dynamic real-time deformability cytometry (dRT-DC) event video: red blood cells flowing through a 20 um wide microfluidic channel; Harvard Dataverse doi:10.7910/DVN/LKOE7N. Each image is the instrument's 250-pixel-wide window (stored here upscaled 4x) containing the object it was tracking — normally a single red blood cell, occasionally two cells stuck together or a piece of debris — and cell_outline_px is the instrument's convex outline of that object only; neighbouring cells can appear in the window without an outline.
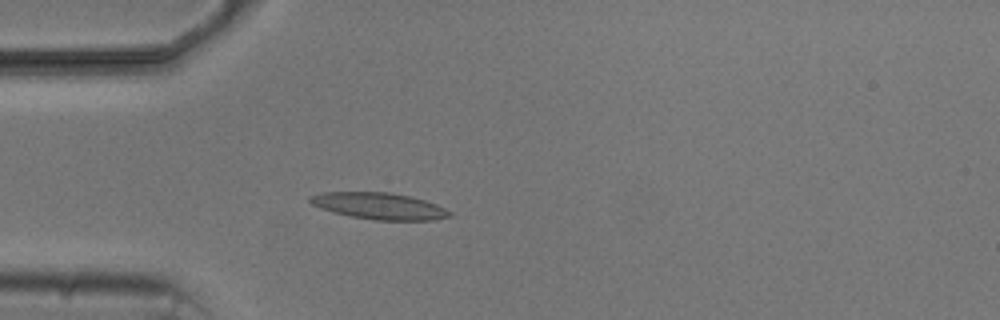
{"species": "common noctule bat (a hibernating species)", "species_latin": "Nyctalus noctula", "temperature_condition": "cold", "stored_images_in_passage": 4, "camera_frame_rate_fps": 3000, "um_per_image_px": 0.085, "animal": {"sex": "male", "body_mass_g": 20.5, "forearm_length_mm": 52.5}, "frame": {"image": 1, "passage_image": 4, "time_ms": 3.667, "image_size_px": [1000, 320], "cell_outline_px": [[452, 216], [432, 220], [376, 220], [352, 216], [336, 212], [312, 204], [308, 200], [308, 196], [324, 192], [388, 192], [412, 196], [436, 204], [452, 212]], "centroid_in_image_um": [32.27, 17.5], "position_along_channel_um": 52.7, "area_um2": 21.39}}